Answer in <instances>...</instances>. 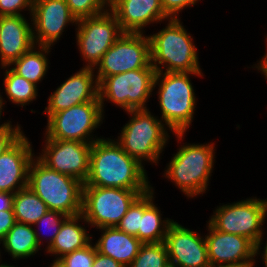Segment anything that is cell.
Instances as JSON below:
<instances>
[{
    "instance_id": "obj_40",
    "label": "cell",
    "mask_w": 267,
    "mask_h": 267,
    "mask_svg": "<svg viewBox=\"0 0 267 267\" xmlns=\"http://www.w3.org/2000/svg\"><path fill=\"white\" fill-rule=\"evenodd\" d=\"M267 232V231H266ZM267 235V234H266ZM267 238V237H266ZM264 239L256 246V259L262 258V262L264 264V267H267V239L266 242L264 243ZM265 244V245H264ZM263 246V248H262ZM262 249V250H261ZM260 256V258L258 257ZM262 256V257H261Z\"/></svg>"
},
{
    "instance_id": "obj_39",
    "label": "cell",
    "mask_w": 267,
    "mask_h": 267,
    "mask_svg": "<svg viewBox=\"0 0 267 267\" xmlns=\"http://www.w3.org/2000/svg\"><path fill=\"white\" fill-rule=\"evenodd\" d=\"M14 193L0 191V211L13 210Z\"/></svg>"
},
{
    "instance_id": "obj_9",
    "label": "cell",
    "mask_w": 267,
    "mask_h": 267,
    "mask_svg": "<svg viewBox=\"0 0 267 267\" xmlns=\"http://www.w3.org/2000/svg\"><path fill=\"white\" fill-rule=\"evenodd\" d=\"M148 191L83 186L81 214L90 228L116 227L132 204Z\"/></svg>"
},
{
    "instance_id": "obj_30",
    "label": "cell",
    "mask_w": 267,
    "mask_h": 267,
    "mask_svg": "<svg viewBox=\"0 0 267 267\" xmlns=\"http://www.w3.org/2000/svg\"><path fill=\"white\" fill-rule=\"evenodd\" d=\"M66 3L77 20L99 15L109 9L107 0H66Z\"/></svg>"
},
{
    "instance_id": "obj_4",
    "label": "cell",
    "mask_w": 267,
    "mask_h": 267,
    "mask_svg": "<svg viewBox=\"0 0 267 267\" xmlns=\"http://www.w3.org/2000/svg\"><path fill=\"white\" fill-rule=\"evenodd\" d=\"M126 114L129 120L115 141L144 167L147 163L158 166L172 131L149 109L126 111Z\"/></svg>"
},
{
    "instance_id": "obj_7",
    "label": "cell",
    "mask_w": 267,
    "mask_h": 267,
    "mask_svg": "<svg viewBox=\"0 0 267 267\" xmlns=\"http://www.w3.org/2000/svg\"><path fill=\"white\" fill-rule=\"evenodd\" d=\"M155 68L145 67L107 76L98 84V97L105 115V101L124 112L147 107L153 95Z\"/></svg>"
},
{
    "instance_id": "obj_1",
    "label": "cell",
    "mask_w": 267,
    "mask_h": 267,
    "mask_svg": "<svg viewBox=\"0 0 267 267\" xmlns=\"http://www.w3.org/2000/svg\"><path fill=\"white\" fill-rule=\"evenodd\" d=\"M83 186L128 190H150L153 187L145 167L129 156L111 136L92 143L89 173Z\"/></svg>"
},
{
    "instance_id": "obj_3",
    "label": "cell",
    "mask_w": 267,
    "mask_h": 267,
    "mask_svg": "<svg viewBox=\"0 0 267 267\" xmlns=\"http://www.w3.org/2000/svg\"><path fill=\"white\" fill-rule=\"evenodd\" d=\"M203 73L156 72L153 92L158 97L160 119L172 133H186L191 128L198 99L191 78H202Z\"/></svg>"
},
{
    "instance_id": "obj_34",
    "label": "cell",
    "mask_w": 267,
    "mask_h": 267,
    "mask_svg": "<svg viewBox=\"0 0 267 267\" xmlns=\"http://www.w3.org/2000/svg\"><path fill=\"white\" fill-rule=\"evenodd\" d=\"M24 133L23 127L19 122L16 125L0 128V155L10 148Z\"/></svg>"
},
{
    "instance_id": "obj_6",
    "label": "cell",
    "mask_w": 267,
    "mask_h": 267,
    "mask_svg": "<svg viewBox=\"0 0 267 267\" xmlns=\"http://www.w3.org/2000/svg\"><path fill=\"white\" fill-rule=\"evenodd\" d=\"M28 186L49 210L62 212L66 216L81 214L83 183L49 169L36 156L29 166Z\"/></svg>"
},
{
    "instance_id": "obj_26",
    "label": "cell",
    "mask_w": 267,
    "mask_h": 267,
    "mask_svg": "<svg viewBox=\"0 0 267 267\" xmlns=\"http://www.w3.org/2000/svg\"><path fill=\"white\" fill-rule=\"evenodd\" d=\"M0 69L4 71L2 83L4 87L2 89L8 102L26 108V105L29 106L30 103L37 100L39 92L37 85L16 74L9 66H3Z\"/></svg>"
},
{
    "instance_id": "obj_19",
    "label": "cell",
    "mask_w": 267,
    "mask_h": 267,
    "mask_svg": "<svg viewBox=\"0 0 267 267\" xmlns=\"http://www.w3.org/2000/svg\"><path fill=\"white\" fill-rule=\"evenodd\" d=\"M109 9L124 33H145V27L161 25L169 19L163 12L161 0H113Z\"/></svg>"
},
{
    "instance_id": "obj_21",
    "label": "cell",
    "mask_w": 267,
    "mask_h": 267,
    "mask_svg": "<svg viewBox=\"0 0 267 267\" xmlns=\"http://www.w3.org/2000/svg\"><path fill=\"white\" fill-rule=\"evenodd\" d=\"M89 227V224L82 214L68 216L63 221L52 244L44 250V254L46 253L45 255L48 254L53 256L54 260H59L66 254L84 248L93 240L94 237L89 234Z\"/></svg>"
},
{
    "instance_id": "obj_5",
    "label": "cell",
    "mask_w": 267,
    "mask_h": 267,
    "mask_svg": "<svg viewBox=\"0 0 267 267\" xmlns=\"http://www.w3.org/2000/svg\"><path fill=\"white\" fill-rule=\"evenodd\" d=\"M181 20L169 18L164 28L148 35L156 72H203L193 35Z\"/></svg>"
},
{
    "instance_id": "obj_32",
    "label": "cell",
    "mask_w": 267,
    "mask_h": 267,
    "mask_svg": "<svg viewBox=\"0 0 267 267\" xmlns=\"http://www.w3.org/2000/svg\"><path fill=\"white\" fill-rule=\"evenodd\" d=\"M92 240L84 248L73 251L61 257L58 261L64 267H92L97 248Z\"/></svg>"
},
{
    "instance_id": "obj_11",
    "label": "cell",
    "mask_w": 267,
    "mask_h": 267,
    "mask_svg": "<svg viewBox=\"0 0 267 267\" xmlns=\"http://www.w3.org/2000/svg\"><path fill=\"white\" fill-rule=\"evenodd\" d=\"M115 14L110 10L77 20L76 44L83 67L95 68L102 56L123 34Z\"/></svg>"
},
{
    "instance_id": "obj_24",
    "label": "cell",
    "mask_w": 267,
    "mask_h": 267,
    "mask_svg": "<svg viewBox=\"0 0 267 267\" xmlns=\"http://www.w3.org/2000/svg\"><path fill=\"white\" fill-rule=\"evenodd\" d=\"M1 244L4 253H8V256L10 255V257H12V261H15L13 263H16V260L30 259V257H34L39 250L44 249H41L37 242L33 226L20 222H16L8 231L5 238L1 241Z\"/></svg>"
},
{
    "instance_id": "obj_22",
    "label": "cell",
    "mask_w": 267,
    "mask_h": 267,
    "mask_svg": "<svg viewBox=\"0 0 267 267\" xmlns=\"http://www.w3.org/2000/svg\"><path fill=\"white\" fill-rule=\"evenodd\" d=\"M98 230L101 234L94 243L97 251L128 267L143 243L137 237L128 235L117 227L98 228Z\"/></svg>"
},
{
    "instance_id": "obj_41",
    "label": "cell",
    "mask_w": 267,
    "mask_h": 267,
    "mask_svg": "<svg viewBox=\"0 0 267 267\" xmlns=\"http://www.w3.org/2000/svg\"><path fill=\"white\" fill-rule=\"evenodd\" d=\"M2 94H3V92H1V89H0V120H2V117H4L3 116V111H5L4 108L7 107V106H5L7 101L3 97L4 95H2ZM8 125H13L12 121H10L9 119L4 121V122L2 121V124H1V121H0V128H4V127H6Z\"/></svg>"
},
{
    "instance_id": "obj_44",
    "label": "cell",
    "mask_w": 267,
    "mask_h": 267,
    "mask_svg": "<svg viewBox=\"0 0 267 267\" xmlns=\"http://www.w3.org/2000/svg\"><path fill=\"white\" fill-rule=\"evenodd\" d=\"M224 267H255V266H224Z\"/></svg>"
},
{
    "instance_id": "obj_28",
    "label": "cell",
    "mask_w": 267,
    "mask_h": 267,
    "mask_svg": "<svg viewBox=\"0 0 267 267\" xmlns=\"http://www.w3.org/2000/svg\"><path fill=\"white\" fill-rule=\"evenodd\" d=\"M128 267H171L165 243H143Z\"/></svg>"
},
{
    "instance_id": "obj_10",
    "label": "cell",
    "mask_w": 267,
    "mask_h": 267,
    "mask_svg": "<svg viewBox=\"0 0 267 267\" xmlns=\"http://www.w3.org/2000/svg\"><path fill=\"white\" fill-rule=\"evenodd\" d=\"M104 117L99 100L85 102L52 114L47 119L43 135L55 140H71L92 144L103 138L93 133L101 127Z\"/></svg>"
},
{
    "instance_id": "obj_12",
    "label": "cell",
    "mask_w": 267,
    "mask_h": 267,
    "mask_svg": "<svg viewBox=\"0 0 267 267\" xmlns=\"http://www.w3.org/2000/svg\"><path fill=\"white\" fill-rule=\"evenodd\" d=\"M153 67L146 33H123L94 68L98 84L107 76Z\"/></svg>"
},
{
    "instance_id": "obj_17",
    "label": "cell",
    "mask_w": 267,
    "mask_h": 267,
    "mask_svg": "<svg viewBox=\"0 0 267 267\" xmlns=\"http://www.w3.org/2000/svg\"><path fill=\"white\" fill-rule=\"evenodd\" d=\"M93 100H99L94 68L81 67L48 96L47 106L42 114H46L48 119L58 111Z\"/></svg>"
},
{
    "instance_id": "obj_2",
    "label": "cell",
    "mask_w": 267,
    "mask_h": 267,
    "mask_svg": "<svg viewBox=\"0 0 267 267\" xmlns=\"http://www.w3.org/2000/svg\"><path fill=\"white\" fill-rule=\"evenodd\" d=\"M186 133H172L179 145L171 160L166 164L163 177L173 183L181 193L189 198L203 196L211 180L215 167L216 143L183 142ZM182 143H181V142Z\"/></svg>"
},
{
    "instance_id": "obj_27",
    "label": "cell",
    "mask_w": 267,
    "mask_h": 267,
    "mask_svg": "<svg viewBox=\"0 0 267 267\" xmlns=\"http://www.w3.org/2000/svg\"><path fill=\"white\" fill-rule=\"evenodd\" d=\"M13 210L16 222L33 226L49 209L27 186L14 193Z\"/></svg>"
},
{
    "instance_id": "obj_14",
    "label": "cell",
    "mask_w": 267,
    "mask_h": 267,
    "mask_svg": "<svg viewBox=\"0 0 267 267\" xmlns=\"http://www.w3.org/2000/svg\"><path fill=\"white\" fill-rule=\"evenodd\" d=\"M205 235L211 267L256 266V245L248 238L216 230L206 221Z\"/></svg>"
},
{
    "instance_id": "obj_20",
    "label": "cell",
    "mask_w": 267,
    "mask_h": 267,
    "mask_svg": "<svg viewBox=\"0 0 267 267\" xmlns=\"http://www.w3.org/2000/svg\"><path fill=\"white\" fill-rule=\"evenodd\" d=\"M28 19L0 16V67L9 66L35 45L31 17Z\"/></svg>"
},
{
    "instance_id": "obj_16",
    "label": "cell",
    "mask_w": 267,
    "mask_h": 267,
    "mask_svg": "<svg viewBox=\"0 0 267 267\" xmlns=\"http://www.w3.org/2000/svg\"><path fill=\"white\" fill-rule=\"evenodd\" d=\"M171 267H211L205 235L184 227L175 220L165 240Z\"/></svg>"
},
{
    "instance_id": "obj_36",
    "label": "cell",
    "mask_w": 267,
    "mask_h": 267,
    "mask_svg": "<svg viewBox=\"0 0 267 267\" xmlns=\"http://www.w3.org/2000/svg\"><path fill=\"white\" fill-rule=\"evenodd\" d=\"M16 219L14 210L0 211V241H2L8 231L15 225Z\"/></svg>"
},
{
    "instance_id": "obj_38",
    "label": "cell",
    "mask_w": 267,
    "mask_h": 267,
    "mask_svg": "<svg viewBox=\"0 0 267 267\" xmlns=\"http://www.w3.org/2000/svg\"><path fill=\"white\" fill-rule=\"evenodd\" d=\"M266 41V51L264 55L261 57L260 60H257V63L253 64L251 67L247 68H252L253 70H258L262 76H264V79L267 81V35L265 38ZM255 68V69H254Z\"/></svg>"
},
{
    "instance_id": "obj_43",
    "label": "cell",
    "mask_w": 267,
    "mask_h": 267,
    "mask_svg": "<svg viewBox=\"0 0 267 267\" xmlns=\"http://www.w3.org/2000/svg\"><path fill=\"white\" fill-rule=\"evenodd\" d=\"M0 267H18V265L16 264L15 266L14 264L11 265V264H8L7 262H2V259H0Z\"/></svg>"
},
{
    "instance_id": "obj_42",
    "label": "cell",
    "mask_w": 267,
    "mask_h": 267,
    "mask_svg": "<svg viewBox=\"0 0 267 267\" xmlns=\"http://www.w3.org/2000/svg\"><path fill=\"white\" fill-rule=\"evenodd\" d=\"M53 263H50L48 267H64L63 264H61L58 260H51Z\"/></svg>"
},
{
    "instance_id": "obj_13",
    "label": "cell",
    "mask_w": 267,
    "mask_h": 267,
    "mask_svg": "<svg viewBox=\"0 0 267 267\" xmlns=\"http://www.w3.org/2000/svg\"><path fill=\"white\" fill-rule=\"evenodd\" d=\"M43 136L44 144H41V153L36 152V157L49 169L74 177L84 184L89 173L92 144Z\"/></svg>"
},
{
    "instance_id": "obj_8",
    "label": "cell",
    "mask_w": 267,
    "mask_h": 267,
    "mask_svg": "<svg viewBox=\"0 0 267 267\" xmlns=\"http://www.w3.org/2000/svg\"><path fill=\"white\" fill-rule=\"evenodd\" d=\"M222 204L213 210V214L207 220L216 230L244 236L256 246L265 239L267 198L251 196L236 202Z\"/></svg>"
},
{
    "instance_id": "obj_45",
    "label": "cell",
    "mask_w": 267,
    "mask_h": 267,
    "mask_svg": "<svg viewBox=\"0 0 267 267\" xmlns=\"http://www.w3.org/2000/svg\"><path fill=\"white\" fill-rule=\"evenodd\" d=\"M0 246H1V241H0ZM2 250H1V248H0V259H2V255H1V253H3V252H1Z\"/></svg>"
},
{
    "instance_id": "obj_31",
    "label": "cell",
    "mask_w": 267,
    "mask_h": 267,
    "mask_svg": "<svg viewBox=\"0 0 267 267\" xmlns=\"http://www.w3.org/2000/svg\"><path fill=\"white\" fill-rule=\"evenodd\" d=\"M144 212V194H142L129 208L116 226L119 230L139 239V227Z\"/></svg>"
},
{
    "instance_id": "obj_29",
    "label": "cell",
    "mask_w": 267,
    "mask_h": 267,
    "mask_svg": "<svg viewBox=\"0 0 267 267\" xmlns=\"http://www.w3.org/2000/svg\"><path fill=\"white\" fill-rule=\"evenodd\" d=\"M68 216H66L65 214H63L62 212L59 211H53V210H48L34 225H33V229L36 233V239L37 242L39 244L40 247L44 246L43 244L46 242L47 245H45L46 247L44 248V250L46 248H48L54 238L56 237V234L59 232L60 227L63 223V221L67 218ZM38 227V228H37ZM44 227L45 230H48V234L51 231L50 235H48L45 233L44 235L47 237H44L43 235L40 236V232H41V228ZM41 229V230H40ZM40 230V232H39ZM44 231V230H43ZM42 231V232H43ZM44 237V238H43ZM43 239V240H42ZM44 239L46 240L45 242Z\"/></svg>"
},
{
    "instance_id": "obj_35",
    "label": "cell",
    "mask_w": 267,
    "mask_h": 267,
    "mask_svg": "<svg viewBox=\"0 0 267 267\" xmlns=\"http://www.w3.org/2000/svg\"><path fill=\"white\" fill-rule=\"evenodd\" d=\"M198 1L201 0H161V5L168 18L179 19L181 18L179 17L180 13L184 9L197 5Z\"/></svg>"
},
{
    "instance_id": "obj_15",
    "label": "cell",
    "mask_w": 267,
    "mask_h": 267,
    "mask_svg": "<svg viewBox=\"0 0 267 267\" xmlns=\"http://www.w3.org/2000/svg\"><path fill=\"white\" fill-rule=\"evenodd\" d=\"M31 20L35 45L50 47L59 42L66 27L77 25L66 0H33Z\"/></svg>"
},
{
    "instance_id": "obj_25",
    "label": "cell",
    "mask_w": 267,
    "mask_h": 267,
    "mask_svg": "<svg viewBox=\"0 0 267 267\" xmlns=\"http://www.w3.org/2000/svg\"><path fill=\"white\" fill-rule=\"evenodd\" d=\"M51 49L50 46L34 45L9 67L16 74L39 86L38 84L44 80L50 68L48 56Z\"/></svg>"
},
{
    "instance_id": "obj_33",
    "label": "cell",
    "mask_w": 267,
    "mask_h": 267,
    "mask_svg": "<svg viewBox=\"0 0 267 267\" xmlns=\"http://www.w3.org/2000/svg\"><path fill=\"white\" fill-rule=\"evenodd\" d=\"M32 7L33 0H0V16H27L23 14L27 11V13L29 14L28 17H31Z\"/></svg>"
},
{
    "instance_id": "obj_37",
    "label": "cell",
    "mask_w": 267,
    "mask_h": 267,
    "mask_svg": "<svg viewBox=\"0 0 267 267\" xmlns=\"http://www.w3.org/2000/svg\"><path fill=\"white\" fill-rule=\"evenodd\" d=\"M92 267H125L120 262L115 261L113 258L103 255L98 251L95 254V258Z\"/></svg>"
},
{
    "instance_id": "obj_23",
    "label": "cell",
    "mask_w": 267,
    "mask_h": 267,
    "mask_svg": "<svg viewBox=\"0 0 267 267\" xmlns=\"http://www.w3.org/2000/svg\"><path fill=\"white\" fill-rule=\"evenodd\" d=\"M155 189L152 187L144 194V212L139 227V240L142 243L164 242L167 231L174 221L170 218H164L158 204H155Z\"/></svg>"
},
{
    "instance_id": "obj_18",
    "label": "cell",
    "mask_w": 267,
    "mask_h": 267,
    "mask_svg": "<svg viewBox=\"0 0 267 267\" xmlns=\"http://www.w3.org/2000/svg\"><path fill=\"white\" fill-rule=\"evenodd\" d=\"M25 135L0 155L1 192L15 193L28 186L29 166L36 154Z\"/></svg>"
}]
</instances>
